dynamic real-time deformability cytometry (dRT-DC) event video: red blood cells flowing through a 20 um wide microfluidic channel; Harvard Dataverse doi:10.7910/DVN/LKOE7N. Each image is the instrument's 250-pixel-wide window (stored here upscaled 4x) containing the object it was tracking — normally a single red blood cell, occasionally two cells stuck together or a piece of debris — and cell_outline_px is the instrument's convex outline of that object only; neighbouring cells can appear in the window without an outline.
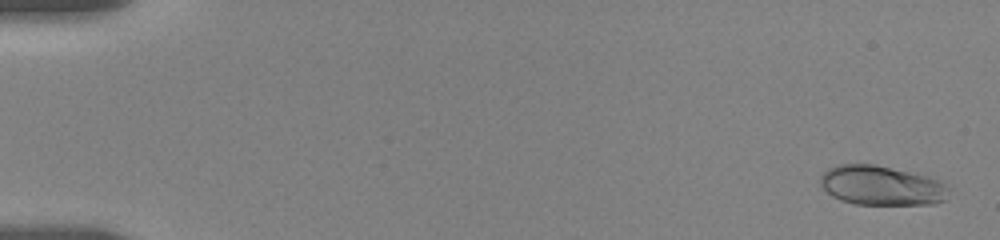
{"species": "human", "species_latin": "Homo sapiens", "temperature_condition": "room temperature", "stored_images_in_passage": 14, "camera_frame_rate_fps": 3000, "um_per_image_px": 0.085, "donor": {"sex": "female"}, "frame": {"image": 1, "passage_image": 2, "time_ms": 0.333, "image_size_px": [1000, 240], "cell_outline_px": [[948, 188], [944, 200], [932, 204], [856, 204], [840, 200], [832, 196], [820, 184], [820, 176], [828, 168], [840, 164], [876, 164], [928, 176], [940, 180]], "centroid_in_image_um": [74.9, 15.76], "position_along_channel_um": 10.1, "area_um2": 29.48}}
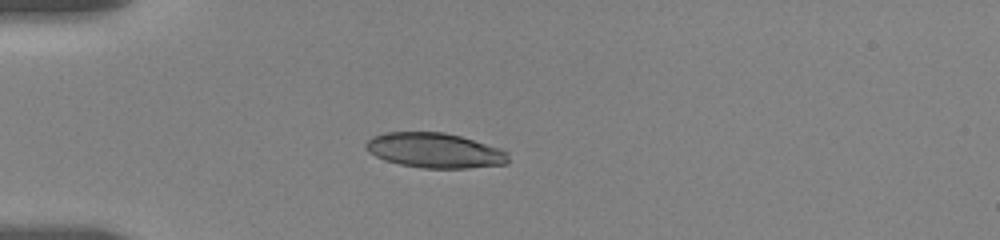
{"frame": {"image": 2, "passage_image": 10, "time_ms": 5.0, "image_size_px": [1000, 240], "cell_outline_px": [[508, 164], [468, 168], [424, 168], [400, 164], [384, 160], [368, 152], [364, 144], [372, 136], [388, 132], [444, 132], [460, 136], [500, 148], [508, 152]], "centroid_in_image_um": [36.95, 12.79], "position_along_channel_um": 48.0, "area_um2": 29.02}}
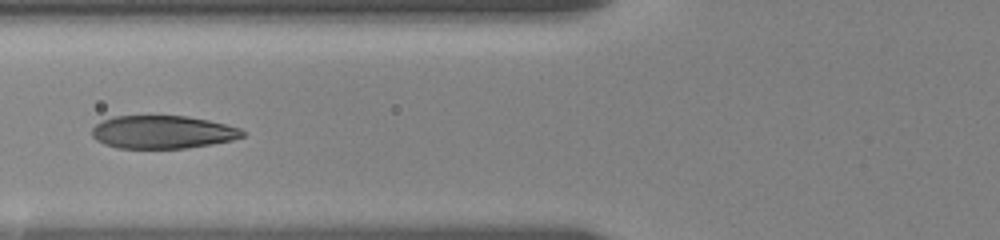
{"frame": {"image": 3, "passage_image": 13, "time_ms": 7.333, "image_size_px": [1000, 240], "cell_outline_px": [[244, 136], [232, 140], [212, 144], [184, 148], [116, 148], [104, 144], [96, 140], [92, 136], [92, 128], [96, 124], [112, 116], [188, 116], [208, 120], [240, 128], [244, 132]], "centroid_in_image_um": [13.8, 11.23], "position_along_channel_um": 112.0, "area_um2": 28.9}}